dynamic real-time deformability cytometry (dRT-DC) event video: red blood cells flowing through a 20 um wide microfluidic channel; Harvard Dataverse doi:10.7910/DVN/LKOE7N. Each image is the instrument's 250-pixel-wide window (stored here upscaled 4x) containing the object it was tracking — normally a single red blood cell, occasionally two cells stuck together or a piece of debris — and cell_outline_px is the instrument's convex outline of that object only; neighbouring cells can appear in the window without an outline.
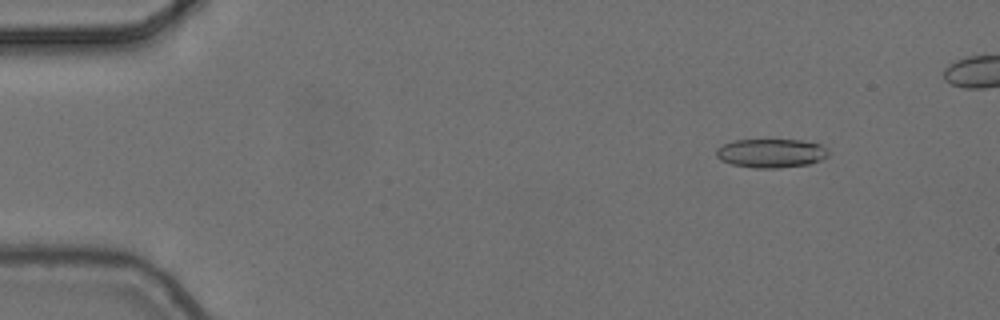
{"species": "common noctule bat (a hibernating species)", "species_latin": "Nyctalus noctula", "temperature_condition": "cold", "stored_images_in_passage": 4, "camera_frame_rate_fps": 3000, "um_per_image_px": 0.085, "animal": {"sex": "female", "body_mass_g": 24.6, "forearm_length_mm": 56.2}, "frame": {"image": 1, "passage_image": 2, "time_ms": 0.333, "image_size_px": [1000, 320], "cell_outline_px": [[828, 156], [820, 160], [808, 164], [780, 168], [756, 168], [732, 164], [720, 160], [716, 156], [716, 148], [724, 144], [736, 140], [800, 140], [820, 144], [828, 148]], "centroid_in_image_um": [65.55, 13.02], "position_along_channel_um": 19.5, "area_um2": 18.84}}